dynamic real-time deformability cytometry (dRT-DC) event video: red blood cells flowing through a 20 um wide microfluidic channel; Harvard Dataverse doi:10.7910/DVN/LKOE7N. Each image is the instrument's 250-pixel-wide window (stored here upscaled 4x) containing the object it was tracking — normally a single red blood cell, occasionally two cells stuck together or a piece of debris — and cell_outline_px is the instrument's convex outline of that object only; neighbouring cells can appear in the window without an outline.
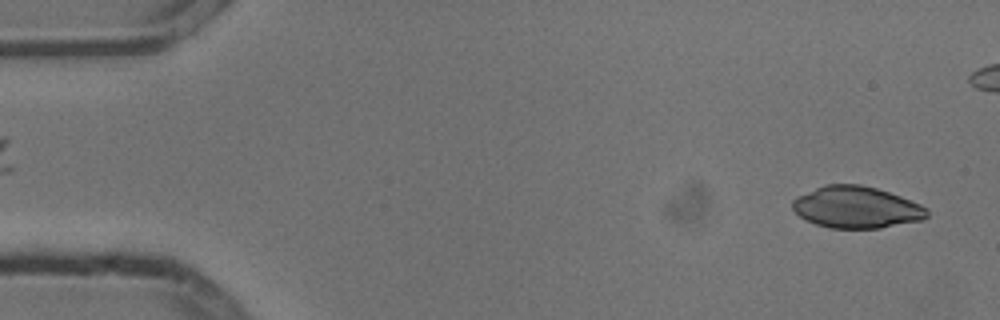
{"species": "common noctule bat (a hibernating species)", "species_latin": "Nyctalus noctula", "temperature_condition": "cold", "stored_images_in_passage": 3, "camera_frame_rate_fps": 3000, "um_per_image_px": 0.085, "animal": {"sex": "male", "body_mass_g": 13.3}, "frame": {"image": 1, "passage_image": 3, "time_ms": 0.667, "image_size_px": [1000, 320], "cell_outline_px": [[928, 216], [924, 220], [880, 228], [828, 228], [816, 224], [800, 216], [792, 208], [792, 200], [796, 196], [824, 184], [860, 184], [876, 188], [900, 196], [920, 204], [928, 208]], "centroid_in_image_um": [72.8, 17.62], "position_along_channel_um": 12.2, "area_um2": 32.83}}